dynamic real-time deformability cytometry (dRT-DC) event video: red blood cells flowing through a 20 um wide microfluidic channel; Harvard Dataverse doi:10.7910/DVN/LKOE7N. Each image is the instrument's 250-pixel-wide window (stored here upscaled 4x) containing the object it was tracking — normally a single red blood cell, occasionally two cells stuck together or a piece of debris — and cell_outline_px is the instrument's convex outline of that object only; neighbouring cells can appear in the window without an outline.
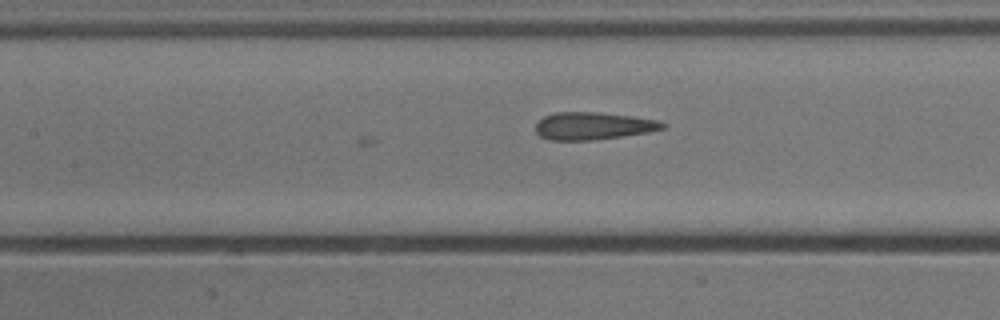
{"species": "common noctule bat (a hibernating species)", "species_latin": "Nyctalus noctula", "temperature_condition": "cold", "stored_images_in_passage": 9, "camera_frame_rate_fps": 3000, "um_per_image_px": 0.085, "animal": {"sex": "male", "body_mass_g": 13.3}, "frame": {"image": 1, "passage_image": 9, "time_ms": 2.667, "image_size_px": [1000, 320], "cell_outline_px": [[668, 124], [664, 128], [648, 132], [592, 140], [548, 140], [540, 136], [536, 132], [536, 124], [544, 116], [556, 112], [600, 112], [632, 116], [660, 120]], "centroid_in_image_um": [50.43, 10.69], "position_along_channel_um": 157.0, "area_um2": 20.35}}